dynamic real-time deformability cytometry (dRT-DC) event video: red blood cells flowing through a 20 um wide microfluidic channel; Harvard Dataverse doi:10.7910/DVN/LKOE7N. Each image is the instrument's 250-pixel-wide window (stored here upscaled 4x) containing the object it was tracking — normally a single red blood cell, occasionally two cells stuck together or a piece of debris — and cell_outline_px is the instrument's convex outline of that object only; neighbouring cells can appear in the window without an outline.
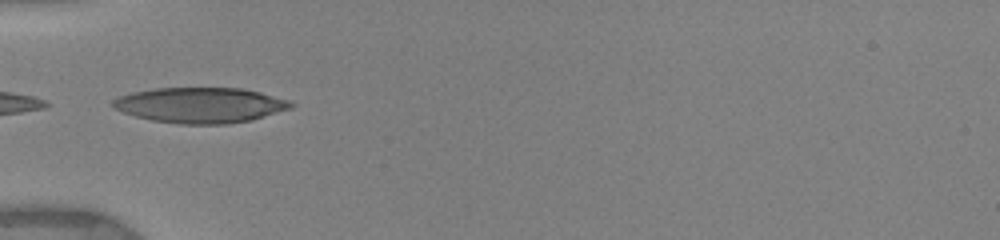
{"species": "human", "species_latin": "Homo sapiens", "temperature_condition": "warm", "stored_images_in_passage": 25, "camera_frame_rate_fps": 3000, "um_per_image_px": 0.085, "donor": {"sex": "female"}, "frame": {"image": 1, "passage_image": 1, "time_ms": 0.0, "image_size_px": [1000, 240], "cell_outline_px": [[296, 104], [292, 108], [252, 120], [228, 124], [180, 124], [152, 120], [136, 116], [112, 108], [112, 100], [116, 96], [132, 92], [152, 88], [244, 88], [292, 100]], "centroid_in_image_um": [17.05, 8.93], "position_along_channel_um": 67.9, "area_um2": 37.17}}
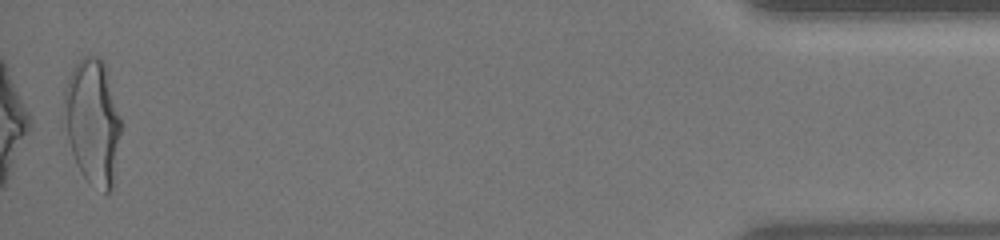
{"frame": {"image": 2, "passage_image": 25, "time_ms": 11.0, "image_size_px": [1000, 240], "cell_outline_px": [[120, 132], [112, 188], [104, 196], [88, 184], [80, 172], [76, 164], [72, 152], [68, 136], [64, 100], [64, 88], [72, 68], [84, 56], [96, 56], [104, 60], [120, 120]], "centroid_in_image_um": [7.87, 10.39], "position_along_channel_um": 427.3, "area_um2": 41.1}, "authors_computed_cell_mechanics": {"area_um2": 35.4314, "velocity_mm_per_s": 3.967, "shape_relaxation_time_tau1_ms": 3.9966, "shape_relaxation_time_tau2_ms": null, "deformation_change_tau1": 0.2119, "deformation_change_tau2": null}}